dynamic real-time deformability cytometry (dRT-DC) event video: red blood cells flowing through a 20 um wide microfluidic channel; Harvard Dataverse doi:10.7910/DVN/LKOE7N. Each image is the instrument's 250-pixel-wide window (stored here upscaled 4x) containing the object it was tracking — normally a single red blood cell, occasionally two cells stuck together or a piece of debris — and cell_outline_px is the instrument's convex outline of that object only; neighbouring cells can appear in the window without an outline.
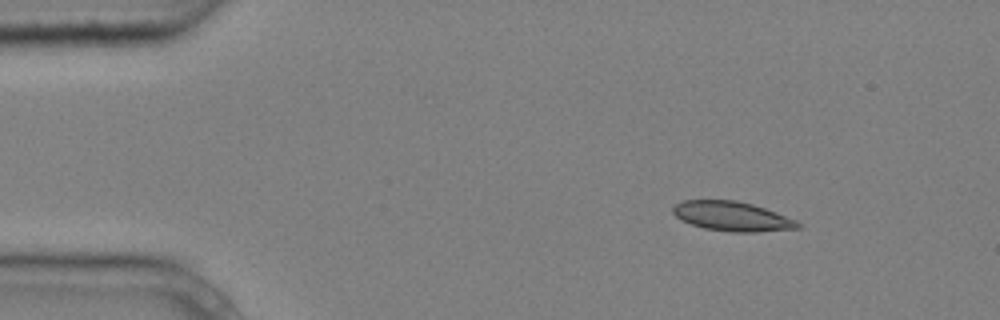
{"species": "common noctule bat (a hibernating species)", "species_latin": "Nyctalus noctula", "temperature_condition": "cold", "stored_images_in_passage": 4, "camera_frame_rate_fps": 3000, "um_per_image_px": 0.085, "animal": {"sex": "male", "body_mass_g": 20.4}, "frame": {"image": 1, "passage_image": 2, "time_ms": 0.333, "image_size_px": [1000, 320], "cell_outline_px": [[800, 228], [756, 232], [732, 232], [704, 228], [680, 220], [672, 212], [672, 208], [680, 200], [736, 200], [752, 204], [764, 208], [796, 220], [800, 224]], "centroid_in_image_um": [62.19, 18.38], "position_along_channel_um": 22.8, "area_um2": 21.39}}